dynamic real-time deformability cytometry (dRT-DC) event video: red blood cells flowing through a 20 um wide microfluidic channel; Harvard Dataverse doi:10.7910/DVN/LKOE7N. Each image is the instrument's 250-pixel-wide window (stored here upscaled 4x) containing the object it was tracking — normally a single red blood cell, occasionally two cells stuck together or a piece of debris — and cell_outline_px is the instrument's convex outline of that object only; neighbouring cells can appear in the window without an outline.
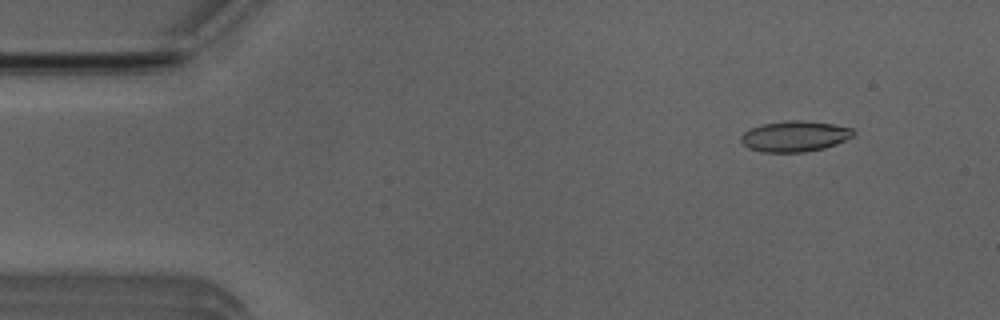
{"species": "Egyptian fruit bat (a non-hibernating species)", "species_latin": "Rousettus aegyptiacus", "temperature_condition": "room temperature", "stored_images_in_passage": 3, "camera_frame_rate_fps": 3000, "um_per_image_px": 0.085, "animal": {"sex": "male"}, "frame": {"image": 1, "passage_image": 1, "time_ms": 0.0, "image_size_px": [1000, 320], "cell_outline_px": [[856, 132], [852, 136], [836, 144], [824, 148], [804, 152], [764, 152], [748, 148], [740, 140], [740, 136], [744, 132], [760, 124], [784, 120], [804, 120], [832, 124], [852, 128]], "centroid_in_image_um": [67.54, 11.57], "position_along_channel_um": 17.5, "area_um2": 20.17}}